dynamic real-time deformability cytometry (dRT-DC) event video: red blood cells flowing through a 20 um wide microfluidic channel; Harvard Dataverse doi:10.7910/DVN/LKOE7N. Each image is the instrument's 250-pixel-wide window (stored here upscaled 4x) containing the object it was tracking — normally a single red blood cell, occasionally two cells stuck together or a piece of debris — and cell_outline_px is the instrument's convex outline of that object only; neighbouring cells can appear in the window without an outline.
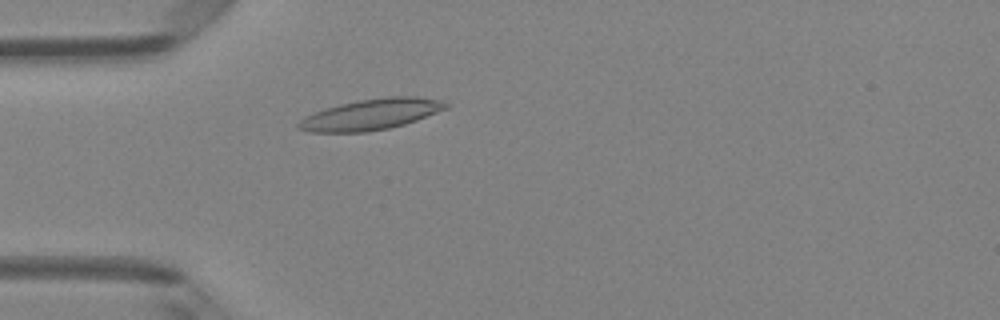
{"species": "Egyptian fruit bat (a non-hibernating species)", "species_latin": "Rousettus aegyptiacus", "temperature_condition": "room temperature", "stored_images_in_passage": 47, "camera_frame_rate_fps": 3000, "um_per_image_px": 0.085, "animal": {"sex": "female"}, "frame": {"image": 1, "passage_image": 12, "time_ms": 3.667, "image_size_px": [1000, 320], "cell_outline_px": [[448, 108], [416, 120], [404, 124], [388, 128], [368, 132], [312, 132], [296, 128], [296, 124], [304, 116], [312, 112], [324, 108], [340, 104], [360, 100], [388, 96], [416, 96], [440, 100], [448, 104]], "centroid_in_image_um": [31.49, 9.72], "position_along_channel_um": 53.5, "area_um2": 26.53}}
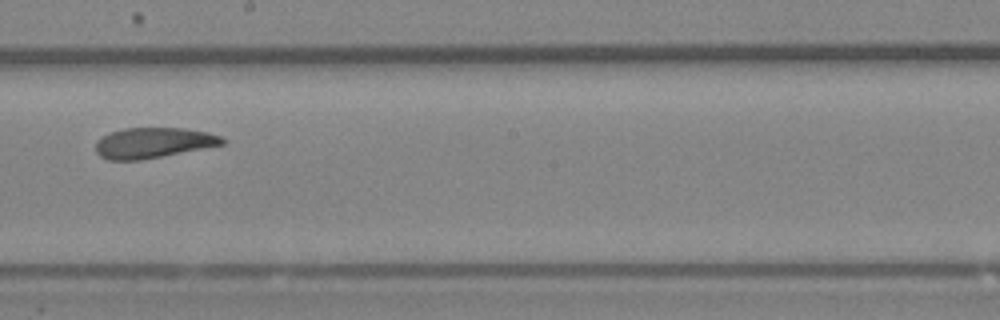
{"frame": {"image": 2, "passage_image": 26, "time_ms": 8.333, "image_size_px": [1000, 320], "cell_outline_px": [[228, 140], [224, 144], [140, 160], [108, 160], [100, 156], [96, 152], [96, 140], [112, 132], [124, 128], [184, 128], [208, 132], [220, 136]], "centroid_in_image_um": [13.03, 12.13], "position_along_channel_um": 235.2, "area_um2": 22.31}}
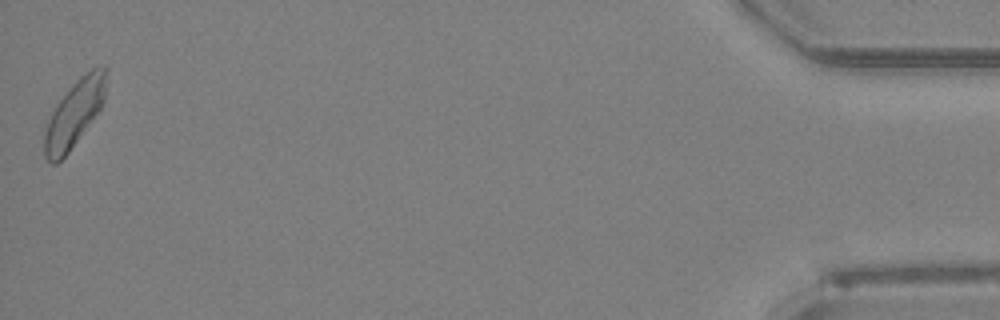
{"frame": {"image": 3, "passage_image": 47, "time_ms": 15.333, "image_size_px": [1000, 320], "cell_outline_px": [[108, 72], [104, 100], [100, 108], [68, 152], [56, 164], [52, 164], [44, 156], [44, 132], [48, 120], [56, 104], [72, 84], [80, 76], [92, 68], [104, 64], [108, 68]], "centroid_in_image_um": [6.33, 9.59], "position_along_channel_um": 428.9, "area_um2": 23.76}, "authors_computed_cell_mechanics": {"area_um2": 23.7558, "velocity_mm_per_s": 4.0872, "shape_relaxation_time_tau1_ms": null, "shape_relaxation_time_tau2_ms": 3.2944, "deformation_change_tau1": null, "deformation_change_tau2": 0.1128}}